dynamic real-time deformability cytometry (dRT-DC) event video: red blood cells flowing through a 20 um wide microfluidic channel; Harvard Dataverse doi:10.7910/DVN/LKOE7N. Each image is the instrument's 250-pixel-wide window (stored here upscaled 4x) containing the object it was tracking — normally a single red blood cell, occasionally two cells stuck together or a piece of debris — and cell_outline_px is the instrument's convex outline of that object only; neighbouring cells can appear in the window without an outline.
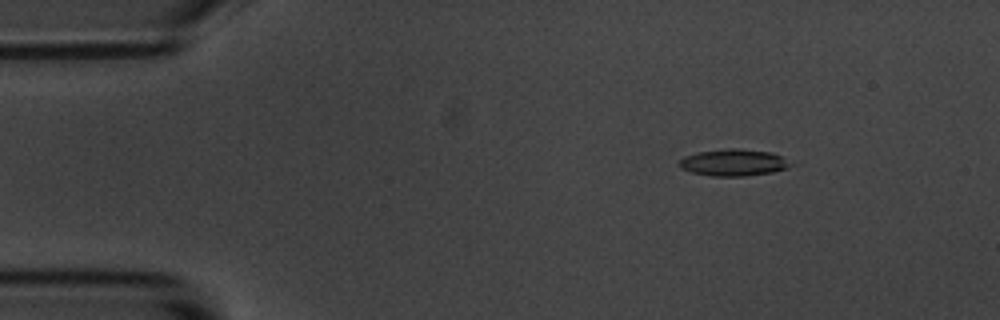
{"species": "common noctule bat (a hibernating species)", "species_latin": "Nyctalus noctula", "temperature_condition": "room temperature", "stored_images_in_passage": 4, "camera_frame_rate_fps": 3000, "um_per_image_px": 0.085, "animal": {"sex": "male", "body_mass_g": 20.1, "forearm_length_mm": 53.5}, "frame": {"image": 1, "passage_image": 2, "time_ms": 1.333, "image_size_px": [1000, 320], "cell_outline_px": [[788, 168], [772, 172], [744, 176], [712, 176], [692, 172], [680, 168], [680, 160], [684, 156], [700, 152], [728, 148], [740, 148], [772, 152], [780, 156], [788, 164]], "centroid_in_image_um": [62.31, 13.81], "position_along_channel_um": 22.7, "area_um2": 17.05}}